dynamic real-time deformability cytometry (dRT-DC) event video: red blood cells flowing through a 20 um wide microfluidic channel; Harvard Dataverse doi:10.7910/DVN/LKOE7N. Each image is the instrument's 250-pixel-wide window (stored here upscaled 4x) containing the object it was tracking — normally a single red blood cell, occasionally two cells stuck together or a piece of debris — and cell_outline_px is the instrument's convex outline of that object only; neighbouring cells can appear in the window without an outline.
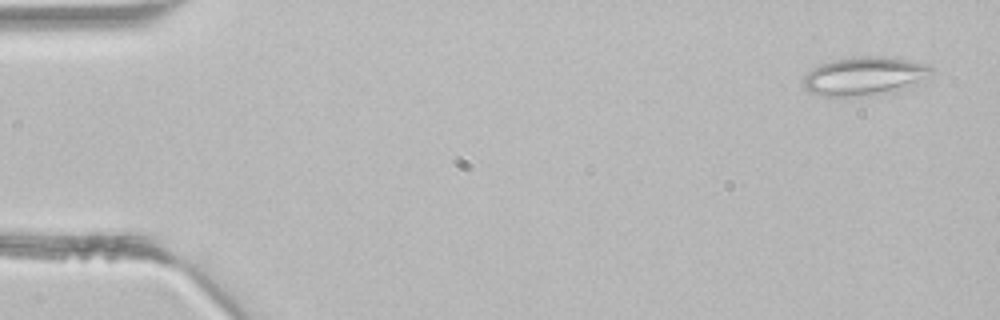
{"species": "common noctule bat (a hibernating species)", "species_latin": "Nyctalus noctula", "temperature_condition": "room temperature", "stored_images_in_passage": 3, "camera_frame_rate_fps": 3000, "um_per_image_px": 0.085, "animal": {"sex": "male", "body_mass_g": 21.5, "forearm_length_mm": 52.0}, "frame": {"image": 1, "passage_image": 1, "time_ms": 0.0, "image_size_px": [1000, 320], "cell_outline_px": [[932, 76], [916, 84], [896, 92], [872, 96], [816, 96], [808, 92], [804, 88], [804, 76], [812, 68], [820, 64], [852, 56], [884, 56], [924, 64], [932, 68]], "centroid_in_image_um": [73.48, 6.5], "position_along_channel_um": 11.5, "area_um2": 29.19}}